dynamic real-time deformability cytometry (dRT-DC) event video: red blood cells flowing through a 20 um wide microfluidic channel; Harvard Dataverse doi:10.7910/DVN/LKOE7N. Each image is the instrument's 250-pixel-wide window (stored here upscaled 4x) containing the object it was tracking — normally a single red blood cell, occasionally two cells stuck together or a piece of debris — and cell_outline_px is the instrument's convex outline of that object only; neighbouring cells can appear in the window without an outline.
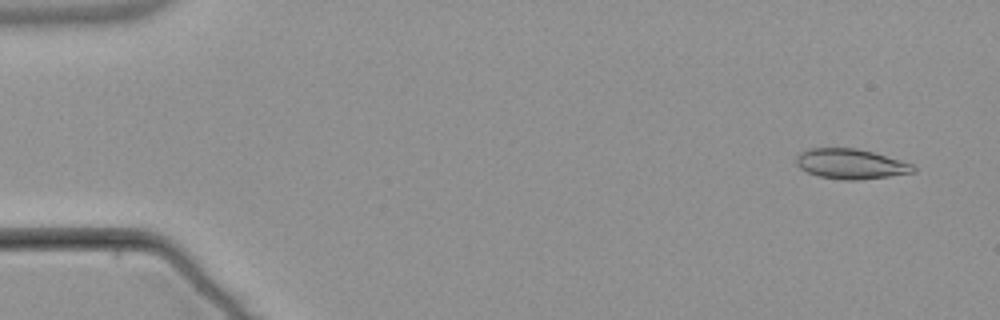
{"species": "common noctule bat (a hibernating species)", "species_latin": "Nyctalus noctula", "temperature_condition": "warm", "stored_images_in_passage": 4, "camera_frame_rate_fps": 3000, "um_per_image_px": 0.085, "animal": {"sex": "male", "body_mass_g": 21.5, "forearm_length_mm": 52.0}, "frame": {"image": 1, "passage_image": 1, "time_ms": 0.0, "image_size_px": [1000, 320], "cell_outline_px": [[916, 172], [888, 176], [856, 180], [844, 180], [820, 176], [808, 172], [800, 168], [796, 164], [796, 156], [800, 152], [808, 148], [856, 148], [872, 152], [900, 160], [912, 164], [916, 168]], "centroid_in_image_um": [72.29, 13.93], "position_along_channel_um": 12.7, "area_um2": 20.35}}